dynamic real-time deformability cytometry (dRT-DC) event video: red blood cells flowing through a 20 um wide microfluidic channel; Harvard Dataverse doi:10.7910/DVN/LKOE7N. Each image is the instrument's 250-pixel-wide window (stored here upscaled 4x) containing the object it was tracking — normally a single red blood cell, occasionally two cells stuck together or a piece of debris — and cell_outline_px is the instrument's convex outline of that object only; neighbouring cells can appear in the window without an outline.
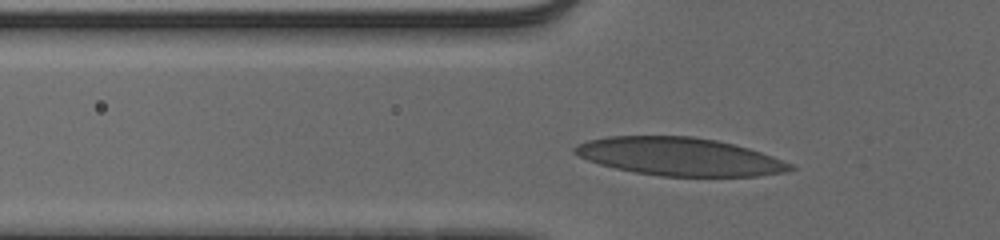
{"species": "human", "species_latin": "Homo sapiens", "temperature_condition": "cold", "stored_images_in_passage": 35, "camera_frame_rate_fps": 3000, "um_per_image_px": 0.085, "donor": {"sex": "male"}, "frame": {"image": 1, "passage_image": 8, "time_ms": 2.333, "image_size_px": [1000, 240], "cell_outline_px": [[796, 168], [784, 172], [760, 176], [660, 176], [636, 172], [616, 168], [600, 164], [588, 160], [572, 152], [572, 148], [576, 144], [588, 140], [608, 136], [692, 136], [716, 140], [748, 148], [772, 156], [792, 164]], "centroid_in_image_um": [57.74, 13.31], "position_along_channel_um": 68.1, "area_um2": 47.57}}
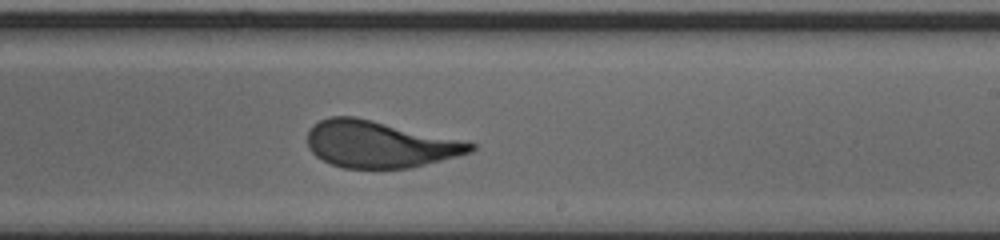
{"frame": {"image": 2, "passage_image": 23, "time_ms": 7.333, "image_size_px": [1000, 240], "cell_outline_px": [[476, 148], [472, 152], [408, 168], [344, 168], [332, 164], [316, 156], [308, 148], [308, 132], [312, 124], [320, 120], [332, 116], [356, 116], [468, 140], [476, 144]], "centroid_in_image_um": [32.29, 12.24], "position_along_channel_um": 256.7, "area_um2": 44.8}}
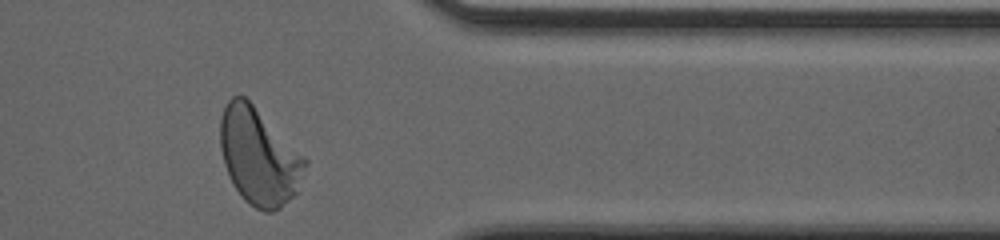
{"frame": {"image": 3, "passage_image": 34, "time_ms": 11.0, "image_size_px": [1000, 240], "cell_outline_px": [[308, 164], [296, 192], [280, 208], [272, 212], [264, 212], [248, 204], [244, 200], [232, 184], [224, 164], [220, 148], [220, 120], [224, 108], [228, 100], [232, 96], [244, 96], [308, 160]], "centroid_in_image_um": [21.99, 13.33], "position_along_channel_um": 389.4, "area_um2": 47.4}, "authors_computed_cell_mechanics": {"area_um2": 45.951, "velocity_mm_per_s": 3.8605, "shape_relaxation_time_tau1_ms": 3.7821, "shape_relaxation_time_tau2_ms": null, "deformation_change_tau1": 0.1745, "deformation_change_tau2": null}}